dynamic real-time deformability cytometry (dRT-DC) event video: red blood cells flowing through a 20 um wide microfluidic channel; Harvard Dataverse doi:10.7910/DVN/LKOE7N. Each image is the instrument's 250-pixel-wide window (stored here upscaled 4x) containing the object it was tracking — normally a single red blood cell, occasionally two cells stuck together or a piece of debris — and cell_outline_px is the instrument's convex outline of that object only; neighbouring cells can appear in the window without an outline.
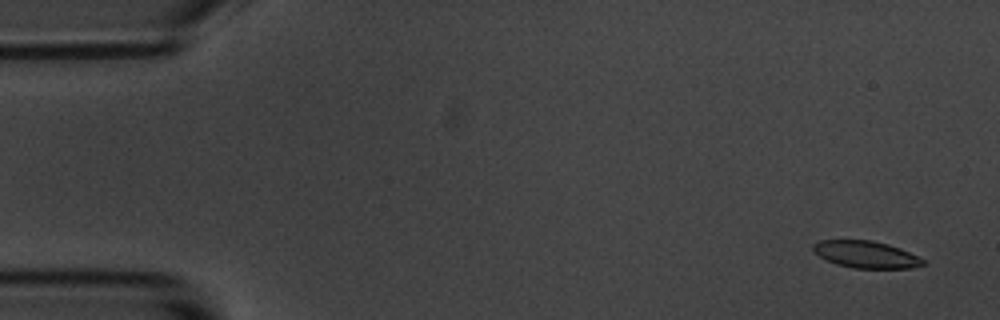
{"species": "common noctule bat (a hibernating species)", "species_latin": "Nyctalus noctula", "temperature_condition": "room temperature", "stored_images_in_passage": 5, "camera_frame_rate_fps": 3000, "um_per_image_px": 0.085, "animal": {"sex": "male", "body_mass_g": 20.1, "forearm_length_mm": 53.5}, "frame": {"image": 1, "passage_image": 1, "time_ms": 0.0, "image_size_px": [1000, 320], "cell_outline_px": [[924, 264], [912, 268], [852, 268], [836, 264], [820, 256], [812, 248], [812, 244], [820, 240], [872, 240], [888, 244], [900, 248], [924, 260]], "centroid_in_image_um": [73.59, 21.62], "position_along_channel_um": 11.4, "area_um2": 17.11}}
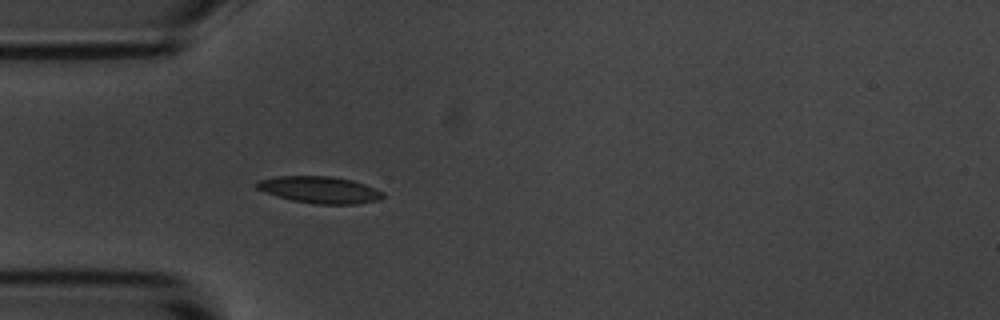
{"frame": {"image": 2, "passage_image": 5, "time_ms": 4.667, "image_size_px": [1000, 320], "cell_outline_px": [[384, 196], [380, 200], [356, 204], [316, 204], [292, 200], [276, 196], [264, 192], [256, 188], [256, 180], [276, 176], [332, 176], [352, 180], [364, 184], [384, 192]], "centroid_in_image_um": [27.16, 16.13], "position_along_channel_um": 57.8, "area_um2": 19.83}}